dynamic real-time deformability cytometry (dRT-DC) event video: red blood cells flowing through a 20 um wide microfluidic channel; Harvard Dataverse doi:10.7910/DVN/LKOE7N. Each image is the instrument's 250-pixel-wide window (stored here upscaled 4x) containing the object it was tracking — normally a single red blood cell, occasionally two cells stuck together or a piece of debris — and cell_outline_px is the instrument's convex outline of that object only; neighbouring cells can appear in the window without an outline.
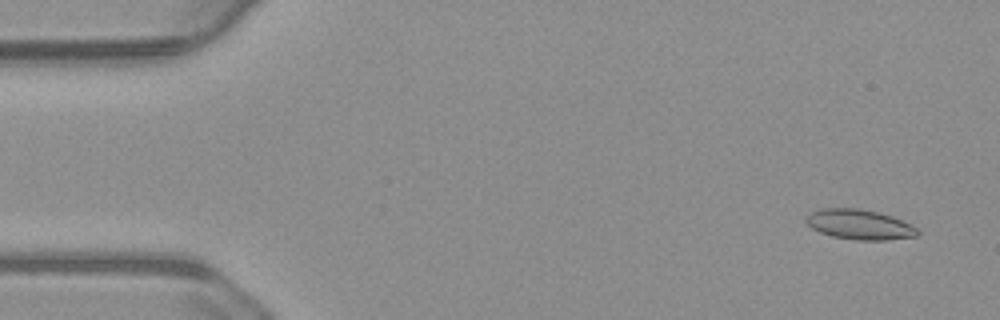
{"species": "common noctule bat (a hibernating species)", "species_latin": "Nyctalus noctula", "temperature_condition": "warm", "stored_images_in_passage": 55, "camera_frame_rate_fps": 3000, "um_per_image_px": 0.085, "animal": {"sex": "male", "body_mass_g": 23.1, "forearm_length_mm": 52.7}, "frame": {"image": 1, "passage_image": 3, "time_ms": 0.667, "image_size_px": [1000, 320], "cell_outline_px": [[920, 232], [916, 236], [888, 240], [856, 240], [832, 236], [820, 232], [812, 228], [804, 220], [812, 212], [820, 208], [860, 208], [880, 212], [892, 216], [912, 224]], "centroid_in_image_um": [73.08, 19.08], "position_along_channel_um": 11.9, "area_um2": 19.59}}
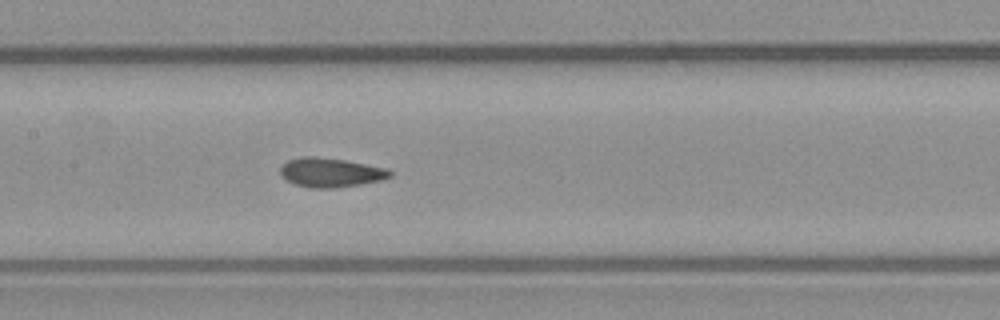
{"frame": {"image": 2, "passage_image": 26, "time_ms": 8.333, "image_size_px": [1000, 320], "cell_outline_px": [[392, 176], [384, 180], [360, 184], [332, 188], [312, 188], [296, 184], [280, 176], [280, 168], [288, 160], [304, 156], [312, 156], [344, 160], [388, 168], [392, 172]], "centroid_in_image_um": [28.13, 14.66], "position_along_channel_um": 179.3, "area_um2": 18.61}}
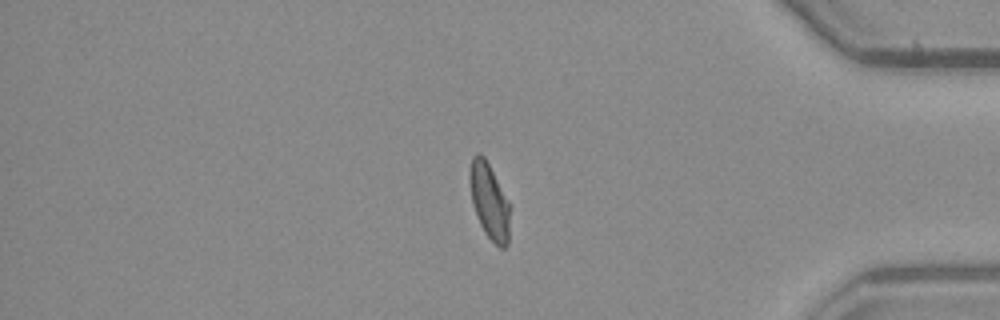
{"frame": {"image": 3, "passage_image": 46, "time_ms": 15.0, "image_size_px": [1000, 320], "cell_outline_px": [[508, 244], [504, 248], [500, 248], [484, 232], [480, 224], [472, 204], [472, 156], [476, 152], [480, 152], [484, 156], [508, 200]], "centroid_in_image_um": [41.61, 17.13], "position_along_channel_um": 393.6, "area_um2": 16.82}, "authors_computed_cell_mechanics": {"area_um2": 18.3804, "velocity_mm_per_s": 3.7078, "shape_relaxation_time_tau1_ms": null, "shape_relaxation_time_tau2_ms": 1.1131, "deformation_change_tau1": null, "deformation_change_tau2": 0.0584}}